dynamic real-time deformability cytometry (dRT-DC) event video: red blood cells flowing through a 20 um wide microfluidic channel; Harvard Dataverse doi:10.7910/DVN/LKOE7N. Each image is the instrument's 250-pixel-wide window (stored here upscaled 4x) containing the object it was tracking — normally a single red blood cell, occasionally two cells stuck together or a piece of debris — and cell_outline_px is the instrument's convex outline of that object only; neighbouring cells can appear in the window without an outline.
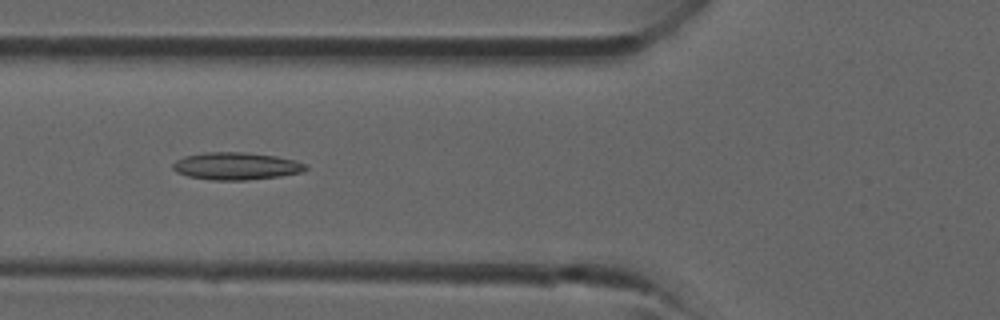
{"species": "common noctule bat (a hibernating species)", "species_latin": "Nyctalus noctula", "temperature_condition": "room temperature", "stored_images_in_passage": 29, "camera_frame_rate_fps": 3000, "um_per_image_px": 0.085, "animal": {"sex": "male", "forearm_length_mm": 52.5}, "frame": {"image": 1, "passage_image": 5, "time_ms": 1.333, "image_size_px": [1000, 320], "cell_outline_px": [[308, 168], [304, 172], [280, 176], [248, 180], [212, 180], [188, 176], [176, 172], [172, 168], [172, 164], [176, 160], [184, 156], [204, 152], [244, 152], [276, 156], [296, 160], [308, 164]], "centroid_in_image_um": [20.1, 14.11], "position_along_channel_um": 105.7, "area_um2": 21.44}}
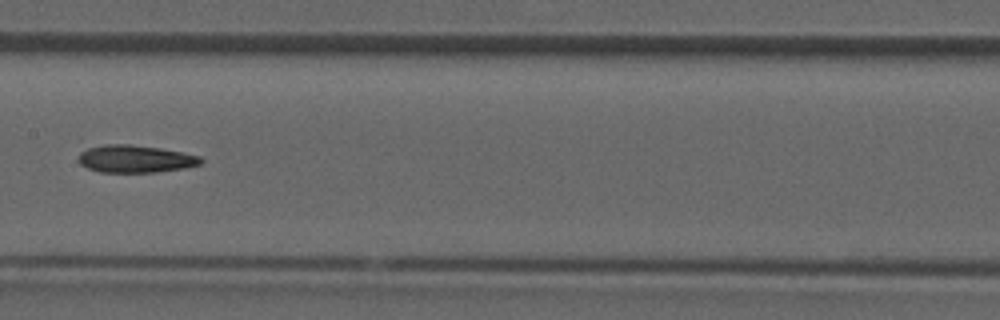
{"frame": {"image": 2, "passage_image": 10, "time_ms": 3.0, "image_size_px": [1000, 320], "cell_outline_px": [[204, 160], [200, 164], [184, 168], [156, 172], [100, 172], [88, 168], [80, 164], [76, 160], [80, 152], [88, 144], [128, 144], [160, 148], [184, 152], [200, 156]], "centroid_in_image_um": [11.42, 13.48], "position_along_channel_um": 196.0, "area_um2": 20.06}}
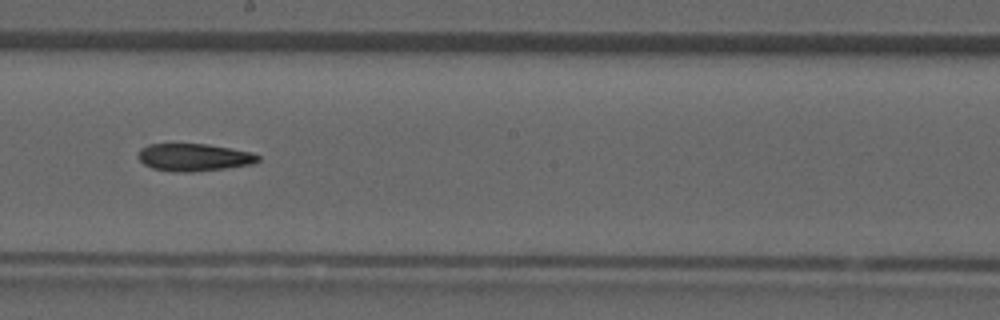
{"frame": {"image": 3, "passage_image": 12, "time_ms": 3.667, "image_size_px": [1000, 320], "cell_outline_px": [[260, 160], [252, 164], [224, 168], [192, 172], [176, 172], [152, 168], [144, 164], [136, 156], [140, 148], [148, 144], [208, 144], [232, 148], [252, 152], [260, 156]], "centroid_in_image_um": [16.47, 13.36], "position_along_channel_um": 231.7, "area_um2": 19.31}}